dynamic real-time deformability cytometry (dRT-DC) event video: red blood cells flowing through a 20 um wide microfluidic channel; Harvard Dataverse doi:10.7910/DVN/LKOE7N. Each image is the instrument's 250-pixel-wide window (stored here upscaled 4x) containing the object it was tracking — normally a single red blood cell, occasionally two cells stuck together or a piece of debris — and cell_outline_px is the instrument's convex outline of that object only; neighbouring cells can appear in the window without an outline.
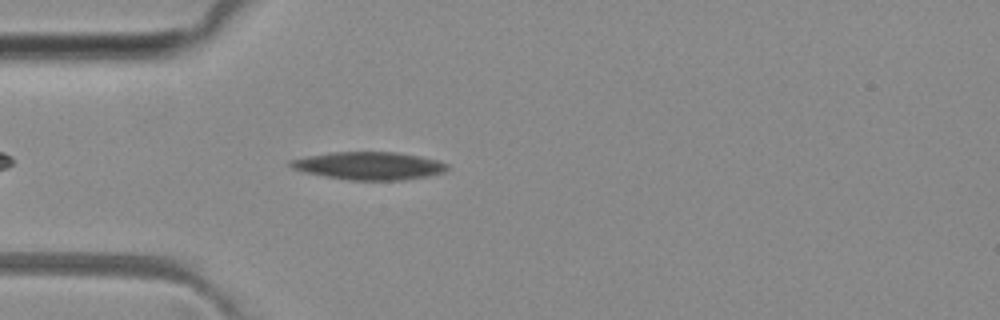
{"species": "common noctule bat (a hibernating species)", "species_latin": "Nyctalus noctula", "temperature_condition": "room temperature", "stored_images_in_passage": 44, "camera_frame_rate_fps": 3000, "um_per_image_px": 0.085, "animal": {"sex": "female", "body_mass_g": 29.2, "forearm_length_mm": 56.3}, "frame": {"image": 1, "passage_image": 4, "time_ms": 1.0, "image_size_px": [1000, 320], "cell_outline_px": [[448, 168], [444, 172], [404, 180], [352, 180], [324, 176], [304, 172], [292, 168], [288, 164], [288, 160], [308, 156], [332, 152], [396, 152], [420, 156], [436, 160], [448, 164]], "centroid_in_image_um": [31.34, 14.09], "position_along_channel_um": 53.7, "area_um2": 25.26}}
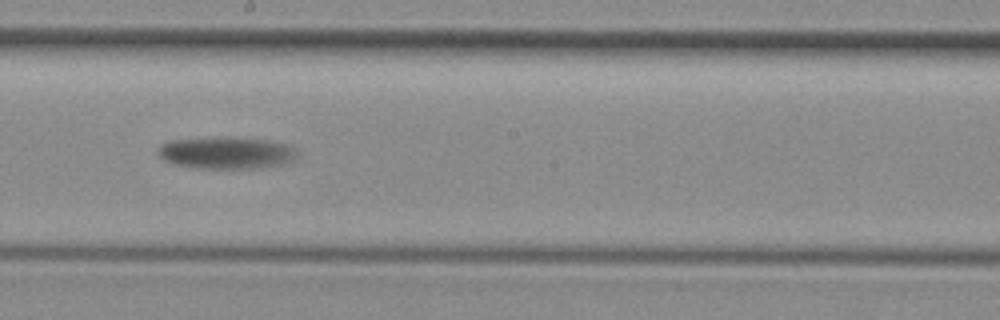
{"frame": {"image": 2, "passage_image": 19, "time_ms": 6.0, "image_size_px": [1000, 320], "cell_outline_px": [[296, 160], [288, 164], [260, 168], [196, 168], [176, 164], [164, 160], [156, 152], [160, 144], [172, 140], [216, 136], [228, 136], [268, 140], [284, 144], [292, 148], [296, 152]], "centroid_in_image_um": [19.24, 12.98], "position_along_channel_um": 229.0, "area_um2": 26.36}}
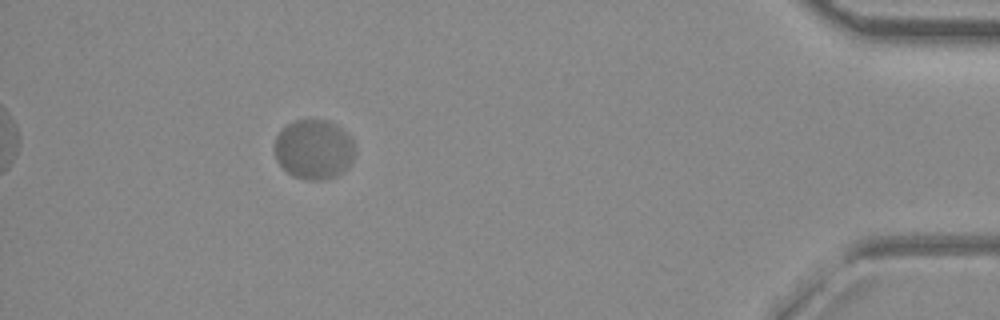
{"frame": {"image": 3, "passage_image": 39, "time_ms": 12.667, "image_size_px": [1000, 320], "cell_outline_px": [[356, 152], [352, 164], [336, 176], [324, 180], [304, 180], [292, 176], [276, 160], [276, 136], [280, 128], [296, 120], [328, 120], [336, 124], [348, 132], [352, 136], [356, 148]], "centroid_in_image_um": [26.73, 12.69], "position_along_channel_um": 408.5, "area_um2": 28.5}, "authors_computed_cell_mechanics": {"area_um2": 26.4724, "velocity_mm_per_s": 3.6578, "shape_relaxation_time_tau1_ms": 2.1025, "shape_relaxation_time_tau2_ms": null, "deformation_change_tau1": 0.0571, "deformation_change_tau2": null}}